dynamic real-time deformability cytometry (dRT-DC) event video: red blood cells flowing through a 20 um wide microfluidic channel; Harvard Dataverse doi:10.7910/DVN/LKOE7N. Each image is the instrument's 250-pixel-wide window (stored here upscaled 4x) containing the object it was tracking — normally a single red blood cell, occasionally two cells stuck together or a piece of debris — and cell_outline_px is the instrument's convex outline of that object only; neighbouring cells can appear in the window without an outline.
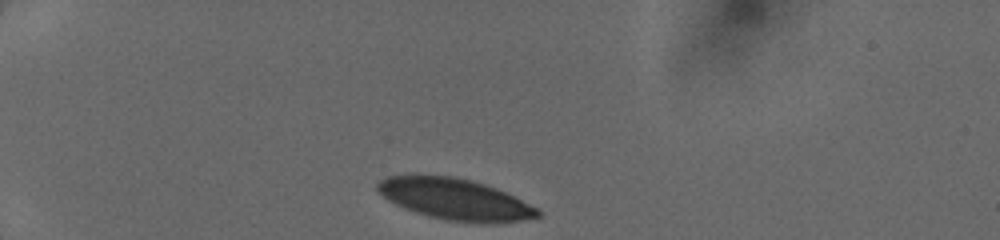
{"species": "human", "species_latin": "Homo sapiens", "temperature_condition": "cold", "stored_images_in_passage": 6, "camera_frame_rate_fps": 3000, "um_per_image_px": 0.085, "donor": {"sex": "female"}, "frame": {"image": 1, "passage_image": 1, "time_ms": 0.0, "image_size_px": [1000, 240], "cell_outline_px": [[540, 216], [520, 220], [488, 224], [484, 224], [448, 220], [428, 216], [404, 208], [388, 200], [376, 192], [376, 184], [380, 180], [388, 176], [452, 176], [472, 180], [496, 188], [536, 208], [540, 212]], "centroid_in_image_um": [38.63, 16.94], "position_along_channel_um": 46.4, "area_um2": 38.03}}